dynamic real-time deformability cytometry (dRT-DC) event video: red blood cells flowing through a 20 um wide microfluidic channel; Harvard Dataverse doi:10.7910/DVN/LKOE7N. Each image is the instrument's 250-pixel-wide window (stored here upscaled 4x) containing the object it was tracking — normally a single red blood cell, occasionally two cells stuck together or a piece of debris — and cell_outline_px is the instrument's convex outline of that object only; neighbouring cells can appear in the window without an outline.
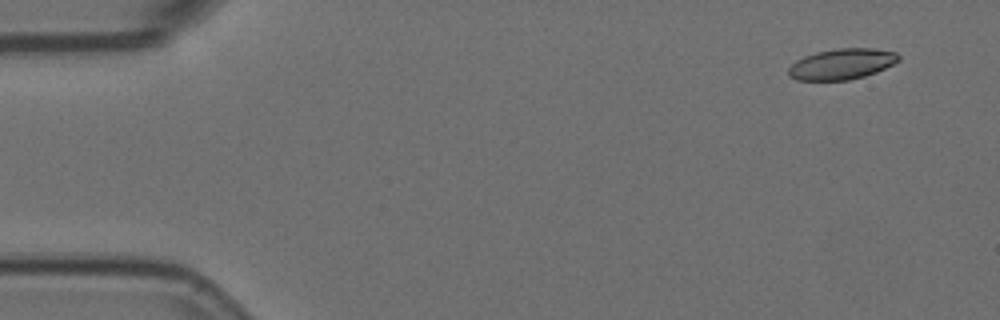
{"species": "Egyptian fruit bat (a non-hibernating species)", "species_latin": "Rousettus aegyptiacus", "temperature_condition": "room temperature", "stored_images_in_passage": 7, "camera_frame_rate_fps": 3000, "um_per_image_px": 0.085, "animal": {"sex": "female"}, "frame": {"image": 1, "passage_image": 1, "time_ms": 0.0, "image_size_px": [1000, 320], "cell_outline_px": [[900, 60], [876, 72], [864, 76], [848, 80], [796, 80], [788, 76], [788, 68], [796, 60], [804, 56], [816, 52], [836, 48], [872, 48], [896, 52], [900, 56]], "centroid_in_image_um": [71.53, 5.44], "position_along_channel_um": 13.5, "area_um2": 19.77}}
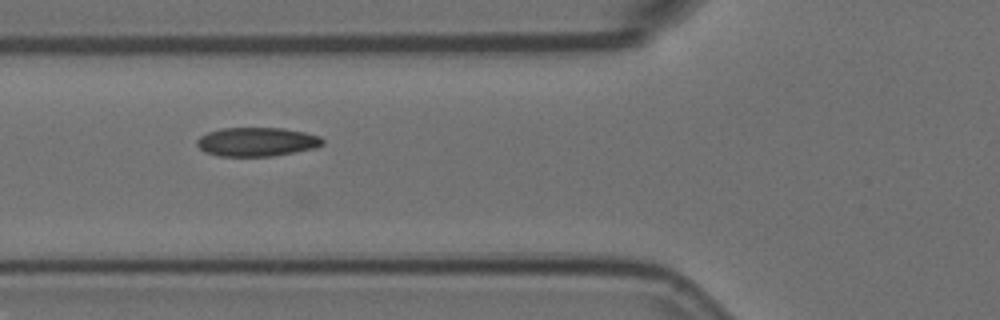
{"frame": {"image": 2, "passage_image": 6, "time_ms": 1.667, "image_size_px": [1000, 320], "cell_outline_px": [[324, 144], [316, 148], [272, 156], [220, 156], [204, 152], [196, 144], [196, 140], [200, 136], [208, 132], [220, 128], [284, 128], [304, 132], [320, 136], [324, 140]], "centroid_in_image_um": [21.83, 12.05], "position_along_channel_um": 104.0, "area_um2": 21.27}}
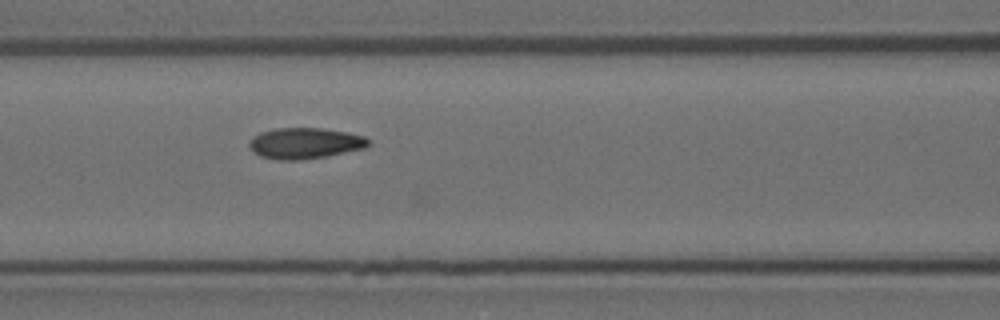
{"frame": {"image": 3, "passage_image": 7, "time_ms": 2.0, "image_size_px": [1000, 320], "cell_outline_px": [[372, 140], [364, 148], [324, 156], [300, 160], [280, 160], [260, 156], [252, 152], [248, 144], [252, 136], [260, 132], [276, 128], [320, 128], [348, 132], [364, 136]], "centroid_in_image_um": [25.88, 12.17], "position_along_channel_um": 140.7, "area_um2": 21.5}}